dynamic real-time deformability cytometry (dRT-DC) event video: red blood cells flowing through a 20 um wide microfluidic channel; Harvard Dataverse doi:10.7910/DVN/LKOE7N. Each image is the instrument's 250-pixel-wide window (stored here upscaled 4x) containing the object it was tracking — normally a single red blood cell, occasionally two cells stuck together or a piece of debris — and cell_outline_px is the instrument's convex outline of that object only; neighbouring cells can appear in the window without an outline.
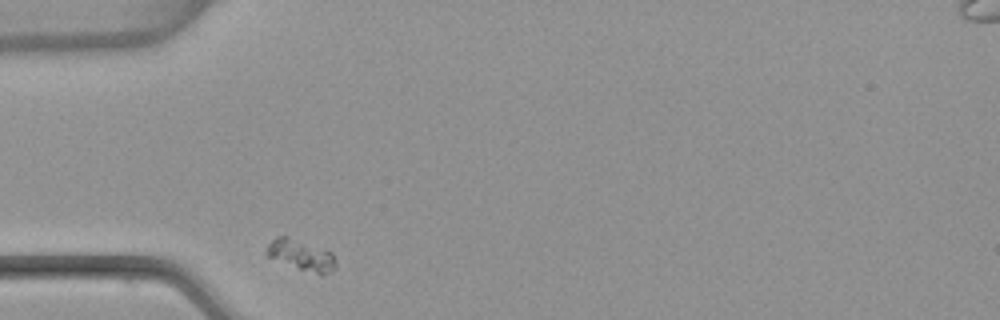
{"species": "common noctule bat (a hibernating species)", "species_latin": "Nyctalus noctula", "temperature_condition": "warm", "stored_images_in_passage": 30, "camera_frame_rate_fps": 3000, "um_per_image_px": 0.085, "animal": {"sex": "female", "body_mass_g": 22.7, "forearm_length_mm": 54.2}, "frame": {"image": 1, "passage_image": 1, "time_ms": 0.0, "image_size_px": [1000, 320], "cell_outline_px": [[336, 268], [332, 272], [320, 276], [268, 256], [264, 252], [268, 244], [276, 236], [284, 236], [332, 252], [336, 260]], "centroid_in_image_um": [25.64, 21.71], "position_along_channel_um": 59.4, "area_um2": 12.14}}
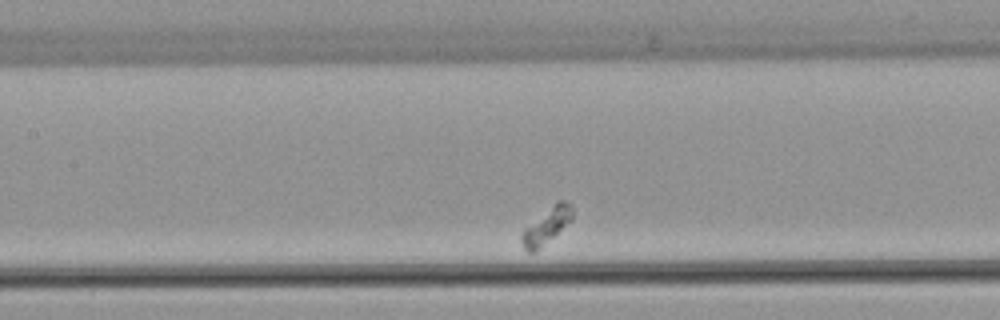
{"frame": {"image": 2, "passage_image": 11, "time_ms": 3.333, "image_size_px": [1000, 320], "cell_outline_px": [[572, 220], [536, 252], [528, 252], [524, 248], [520, 240], [520, 236], [524, 228], [556, 200], [564, 200], [572, 208]], "centroid_in_image_um": [46.43, 19.2], "position_along_channel_um": 161.0, "area_um2": 10.69}}
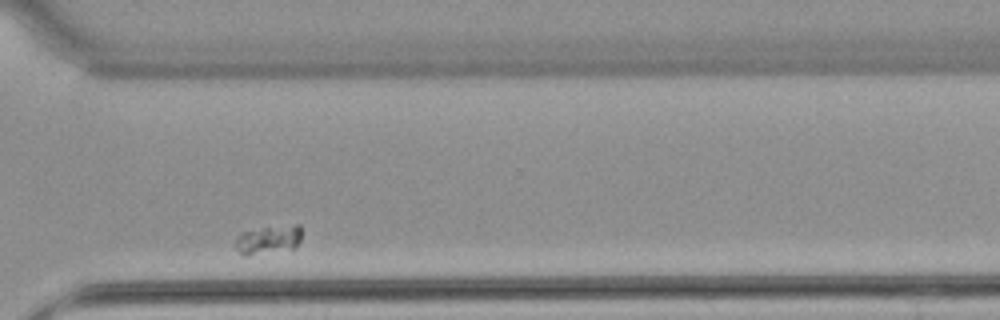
{"frame": {"image": 3, "passage_image": 28, "time_ms": 9.0, "image_size_px": [1000, 320], "cell_outline_px": [[300, 240], [292, 248], [244, 256], [236, 248], [236, 240], [240, 232], [264, 228], [296, 224], [300, 224]], "centroid_in_image_um": [22.79, 20.36], "position_along_channel_um": 347.8, "area_um2": 10.64}}